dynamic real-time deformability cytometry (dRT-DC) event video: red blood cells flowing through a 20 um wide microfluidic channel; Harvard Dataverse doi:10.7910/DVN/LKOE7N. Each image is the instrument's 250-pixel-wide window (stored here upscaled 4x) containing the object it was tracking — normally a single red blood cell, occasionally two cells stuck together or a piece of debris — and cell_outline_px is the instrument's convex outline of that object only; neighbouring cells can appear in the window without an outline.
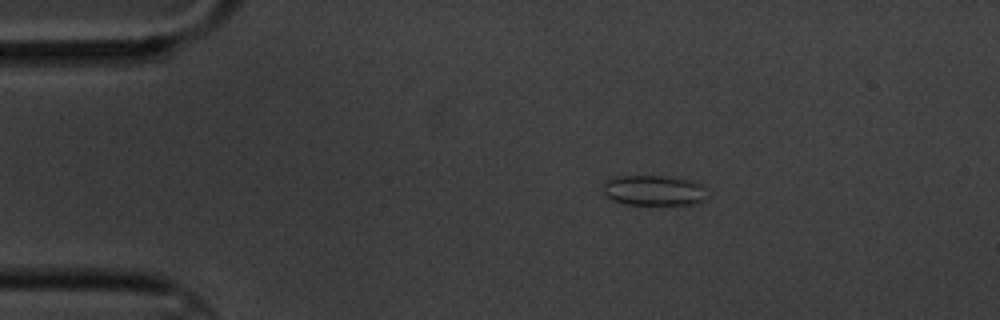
{"species": "common noctule bat (a hibernating species)", "species_latin": "Nyctalus noctula", "temperature_condition": "cold", "stored_images_in_passage": 4, "camera_frame_rate_fps": 3000, "um_per_image_px": 0.085, "animal": {"sex": "male", "body_mass_g": 20.1, "forearm_length_mm": 53.5}, "frame": {"image": 1, "passage_image": 1, "time_ms": 0.0, "image_size_px": [1000, 320], "cell_outline_px": [[708, 188], [704, 200], [696, 204], [624, 204], [612, 200], [604, 196], [604, 184], [608, 180], [616, 176], [664, 176], [688, 180], [700, 184]], "centroid_in_image_um": [55.58, 16.19], "position_along_channel_um": 29.4, "area_um2": 18.38}}
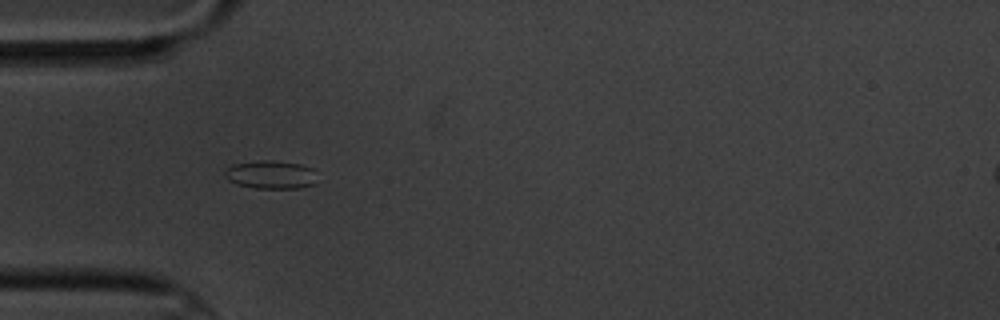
{"frame": {"image": 2, "passage_image": 3, "time_ms": 2.333, "image_size_px": [1000, 320], "cell_outline_px": [[316, 184], [300, 188], [256, 188], [236, 184], [228, 180], [224, 176], [224, 172], [232, 164], [260, 160], [272, 160], [300, 164], [312, 168]], "centroid_in_image_um": [22.99, 14.85], "position_along_channel_um": 62.0, "area_um2": 15.2}}
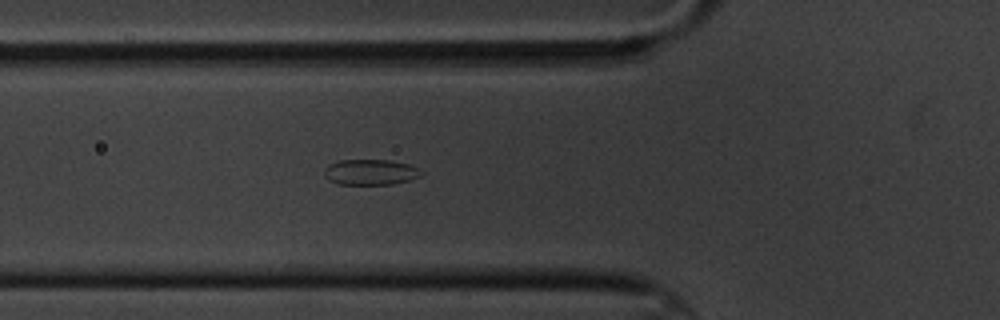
{"frame": {"image": 3, "passage_image": 4, "time_ms": 3.333, "image_size_px": [1000, 320], "cell_outline_px": [[424, 172], [420, 176], [408, 180], [392, 184], [336, 184], [328, 180], [324, 176], [324, 168], [328, 164], [340, 160], [388, 160], [408, 164]], "centroid_in_image_um": [31.43, 14.63], "position_along_channel_um": 94.4, "area_um2": 14.45}}